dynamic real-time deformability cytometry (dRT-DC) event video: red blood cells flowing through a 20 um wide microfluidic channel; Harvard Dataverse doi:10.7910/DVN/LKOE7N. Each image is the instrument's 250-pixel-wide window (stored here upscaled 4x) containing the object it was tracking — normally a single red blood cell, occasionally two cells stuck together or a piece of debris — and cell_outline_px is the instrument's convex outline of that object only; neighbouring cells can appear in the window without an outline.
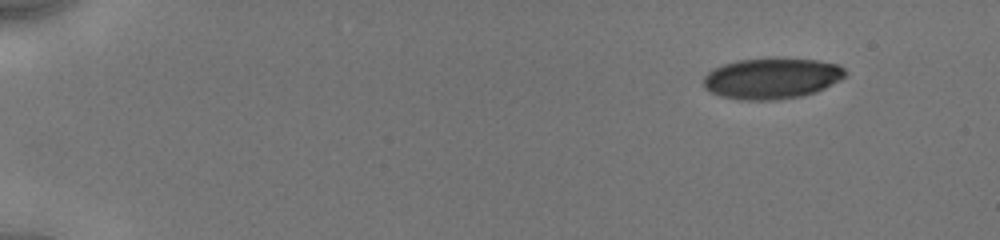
{"species": "human", "species_latin": "Homo sapiens", "temperature_condition": "cold", "stored_images_in_passage": 60, "camera_frame_rate_fps": 3000, "um_per_image_px": 0.085, "donor": {"sex": "male"}, "frame": {"image": 1, "passage_image": 1, "time_ms": 0.0, "image_size_px": [1000, 240], "cell_outline_px": [[844, 76], [840, 80], [816, 92], [800, 96], [776, 100], [740, 100], [720, 96], [708, 92], [704, 88], [704, 76], [708, 72], [724, 64], [740, 60], [816, 60], [836, 64], [844, 68]], "centroid_in_image_um": [65.56, 6.7], "position_along_channel_um": 19.4, "area_um2": 33.06}}
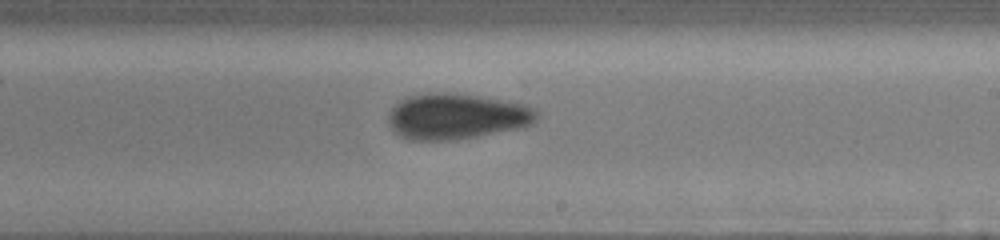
{"frame": {"image": 2, "passage_image": 28, "time_ms": 9.333, "image_size_px": [1000, 240], "cell_outline_px": [[540, 116], [532, 124], [524, 128], [456, 140], [408, 140], [400, 136], [392, 128], [388, 120], [388, 116], [392, 108], [400, 100], [408, 96], [428, 92], [448, 92], [480, 96], [528, 104], [536, 108], [540, 112]], "centroid_in_image_um": [38.88, 9.89], "position_along_channel_um": 250.1, "area_um2": 40.29}}
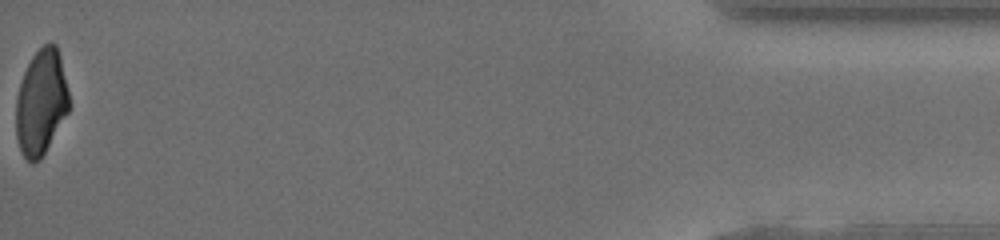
{"frame": {"image": 3, "passage_image": 59, "time_ms": 16.0, "image_size_px": [1000, 240], "cell_outline_px": [[68, 112], [40, 160], [32, 164], [24, 156], [20, 148], [16, 136], [16, 96], [24, 72], [32, 56], [44, 44], [52, 40], [56, 44], [60, 56], [68, 88]], "centroid_in_image_um": [3.49, 8.68], "position_along_channel_um": 431.7, "area_um2": 32.48}, "authors_computed_cell_mechanics": {"area_um2": 36.414, "velocity_mm_per_s": 3.9426, "shape_relaxation_time_tau1_ms": 4.6393, "shape_relaxation_time_tau2_ms": 3.5843, "deformation_change_tau1": 0.1286, "deformation_change_tau2": 0.0746}}